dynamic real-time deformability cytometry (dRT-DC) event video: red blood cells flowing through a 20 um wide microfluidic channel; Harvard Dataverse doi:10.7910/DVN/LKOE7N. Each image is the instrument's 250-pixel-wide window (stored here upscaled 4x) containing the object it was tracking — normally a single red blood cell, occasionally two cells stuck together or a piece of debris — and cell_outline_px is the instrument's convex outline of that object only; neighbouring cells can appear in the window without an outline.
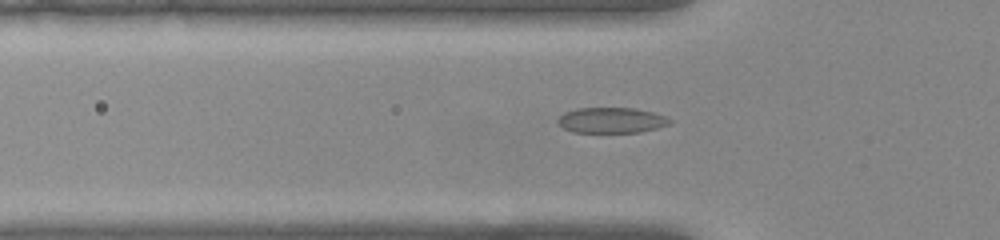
{"species": "common noctule bat (a hibernating species)", "species_latin": "Nyctalus noctula", "temperature_condition": "warm", "stored_images_in_passage": 40, "camera_frame_rate_fps": 3000, "um_per_image_px": 0.085, "animal": {"sex": "female", "body_mass_g": 22.0, "forearm_length_mm": 56.7}, "frame": {"image": 1, "passage_image": 9, "time_ms": 2.667, "image_size_px": [1000, 240], "cell_outline_px": [[672, 120], [668, 124], [656, 128], [640, 132], [572, 132], [564, 128], [556, 120], [564, 112], [576, 108], [636, 108], [652, 112], [664, 116]], "centroid_in_image_um": [51.94, 10.21], "position_along_channel_um": 73.9, "area_um2": 16.53}}
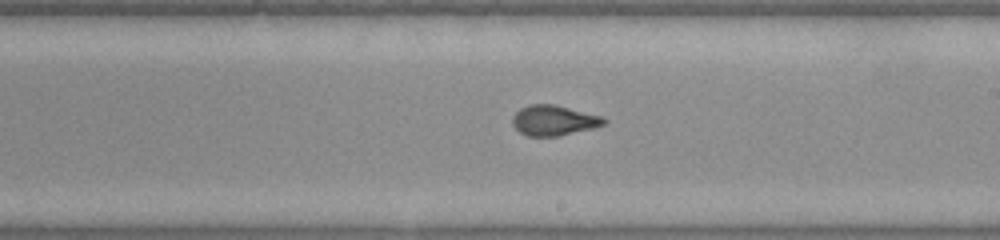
{"frame": {"image": 2, "passage_image": 22, "time_ms": 7.0, "image_size_px": [1000, 240], "cell_outline_px": [[608, 120], [604, 124], [592, 128], [556, 136], [528, 136], [520, 132], [512, 124], [512, 116], [520, 108], [528, 104], [556, 104], [600, 116]], "centroid_in_image_um": [47.03, 10.22], "position_along_channel_um": 242.0, "area_um2": 16.01}}
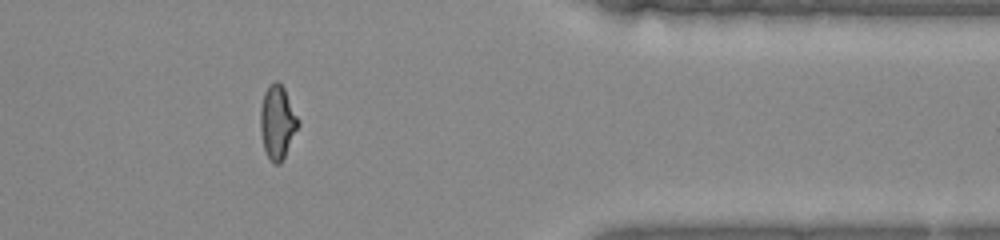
{"frame": {"image": 3, "passage_image": 35, "time_ms": 11.333, "image_size_px": [1000, 240], "cell_outline_px": [[300, 124], [280, 164], [272, 164], [264, 148], [260, 132], [260, 108], [264, 92], [268, 84], [276, 80], [280, 80], [300, 120]], "centroid_in_image_um": [23.58, 10.34], "position_along_channel_um": 387.8, "area_um2": 16.42}, "authors_computed_cell_mechanics": {"area_um2": 16.3863, "velocity_mm_per_s": 3.8708, "shape_relaxation_time_tau1_ms": 8.5045, "shape_relaxation_time_tau2_ms": 0.9087, "deformation_change_tau1": 0.2414, "deformation_change_tau2": 0.0724}}